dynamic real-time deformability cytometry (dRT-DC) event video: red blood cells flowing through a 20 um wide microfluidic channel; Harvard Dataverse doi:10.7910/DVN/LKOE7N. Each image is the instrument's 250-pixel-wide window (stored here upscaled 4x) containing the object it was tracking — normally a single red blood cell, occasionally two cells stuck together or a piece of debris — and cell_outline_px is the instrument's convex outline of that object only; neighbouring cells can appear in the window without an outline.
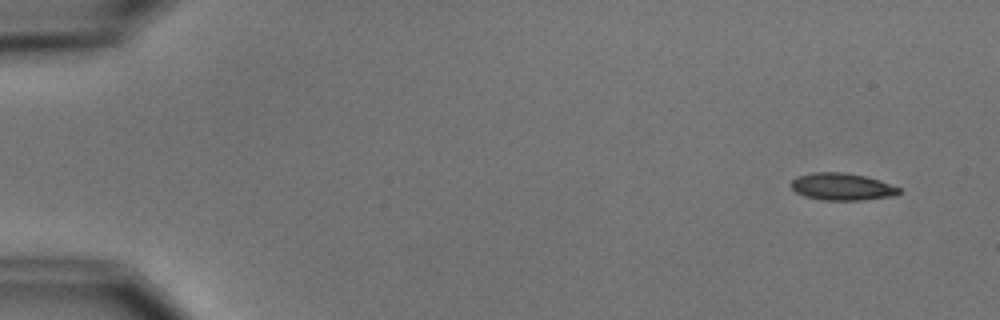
{"species": "common noctule bat (a hibernating species)", "species_latin": "Nyctalus noctula", "temperature_condition": "cold", "stored_images_in_passage": 6, "camera_frame_rate_fps": 3000, "um_per_image_px": 0.085, "animal": {"sex": "male", "body_mass_g": 15.6}, "frame": {"image": 1, "passage_image": 1, "time_ms": 0.0, "image_size_px": [1000, 320], "cell_outline_px": [[900, 192], [896, 196], [864, 200], [824, 200], [804, 196], [796, 192], [788, 184], [796, 176], [812, 172], [844, 172], [864, 176], [880, 180], [900, 188]], "centroid_in_image_um": [71.55, 15.87], "position_along_channel_um": 13.4, "area_um2": 17.28}}
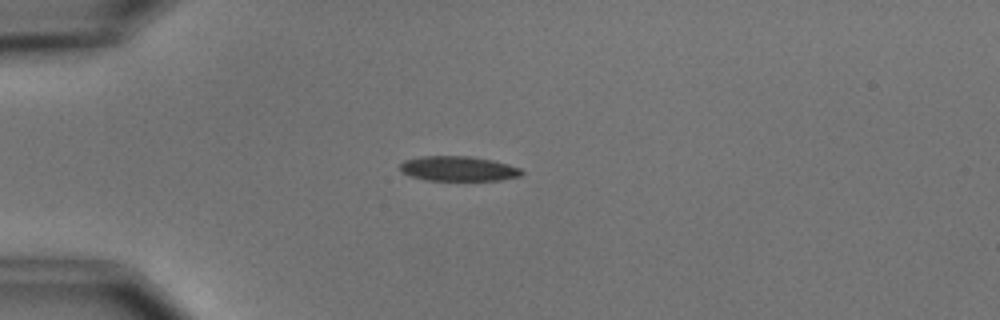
{"frame": {"image": 2, "passage_image": 4, "time_ms": 3.667, "image_size_px": [1000, 320], "cell_outline_px": [[524, 172], [520, 176], [500, 180], [428, 180], [412, 176], [400, 172], [400, 164], [404, 160], [420, 156], [472, 156], [492, 160], [508, 164], [520, 168]], "centroid_in_image_um": [38.95, 14.33], "position_along_channel_um": 46.0, "area_um2": 17.63}}